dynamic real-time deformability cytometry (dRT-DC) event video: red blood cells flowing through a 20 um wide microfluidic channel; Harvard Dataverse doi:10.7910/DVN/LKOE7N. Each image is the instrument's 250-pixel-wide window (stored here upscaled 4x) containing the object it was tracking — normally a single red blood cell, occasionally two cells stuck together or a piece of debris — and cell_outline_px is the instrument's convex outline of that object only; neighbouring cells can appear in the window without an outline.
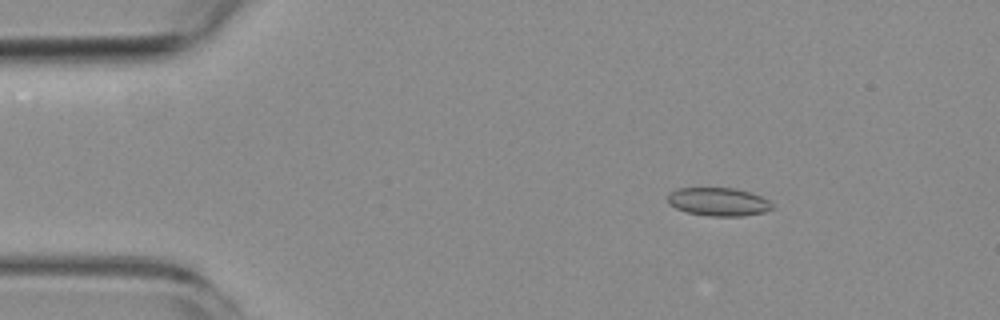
{"species": "common noctule bat (a hibernating species)", "species_latin": "Nyctalus noctula", "temperature_condition": "room temperature", "stored_images_in_passage": 4, "camera_frame_rate_fps": 3000, "um_per_image_px": 0.085, "animal": {"sex": "female", "body_mass_g": 19.3, "forearm_length_mm": 54.1}, "frame": {"image": 1, "passage_image": 2, "time_ms": 1.0, "image_size_px": [1000, 320], "cell_outline_px": [[776, 208], [764, 212], [744, 216], [708, 216], [688, 212], [676, 208], [668, 204], [668, 192], [676, 188], [736, 188], [752, 192], [768, 200]], "centroid_in_image_um": [61.08, 17.15], "position_along_channel_um": 23.9, "area_um2": 17.46}}